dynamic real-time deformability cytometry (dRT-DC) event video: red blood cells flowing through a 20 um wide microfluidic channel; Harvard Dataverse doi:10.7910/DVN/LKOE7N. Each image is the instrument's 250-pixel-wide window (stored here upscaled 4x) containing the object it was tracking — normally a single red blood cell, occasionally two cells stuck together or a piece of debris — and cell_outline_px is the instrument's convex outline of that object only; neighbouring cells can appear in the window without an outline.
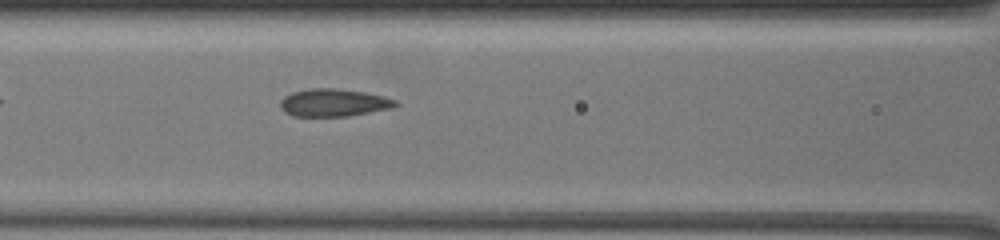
{"species": "common noctule bat (a hibernating species)", "species_latin": "Nyctalus noctula", "temperature_condition": "warm", "stored_images_in_passage": 31, "camera_frame_rate_fps": 3000, "um_per_image_px": 0.085, "animal": {"sex": "female", "body_mass_g": 19.5, "forearm_length_mm": 54.1}, "frame": {"image": 1, "passage_image": 4, "time_ms": 1.0, "image_size_px": [1000, 240], "cell_outline_px": [[400, 104], [392, 108], [348, 116], [292, 116], [284, 112], [280, 108], [280, 100], [284, 96], [292, 92], [312, 88], [336, 88], [364, 92], [384, 96], [396, 100]], "centroid_in_image_um": [28.35, 8.73], "position_along_channel_um": 138.2, "area_um2": 18.67}}
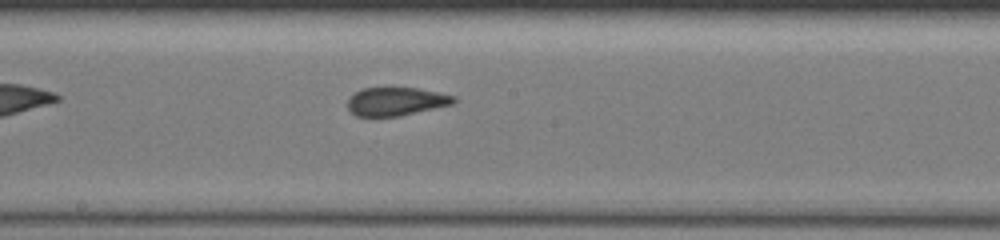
{"frame": {"image": 2, "passage_image": 11, "time_ms": 3.333, "image_size_px": [1000, 240], "cell_outline_px": [[456, 100], [452, 104], [400, 116], [356, 116], [348, 108], [348, 96], [364, 88], [416, 88], [456, 96]], "centroid_in_image_um": [33.64, 8.62], "position_along_channel_um": 214.6, "area_um2": 17.34}}
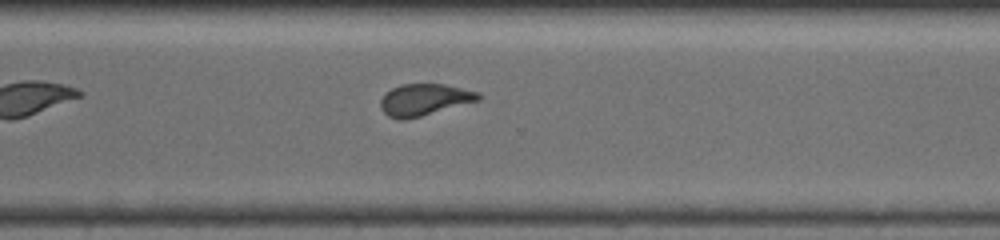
{"frame": {"image": 3, "passage_image": 22, "time_ms": 7.0, "image_size_px": [1000, 240], "cell_outline_px": [[484, 96], [480, 100], [420, 116], [404, 120], [396, 120], [388, 116], [380, 108], [380, 100], [384, 92], [400, 84], [444, 84], [480, 92]], "centroid_in_image_um": [36.05, 8.47], "position_along_channel_um": 334.5, "area_um2": 18.26}}